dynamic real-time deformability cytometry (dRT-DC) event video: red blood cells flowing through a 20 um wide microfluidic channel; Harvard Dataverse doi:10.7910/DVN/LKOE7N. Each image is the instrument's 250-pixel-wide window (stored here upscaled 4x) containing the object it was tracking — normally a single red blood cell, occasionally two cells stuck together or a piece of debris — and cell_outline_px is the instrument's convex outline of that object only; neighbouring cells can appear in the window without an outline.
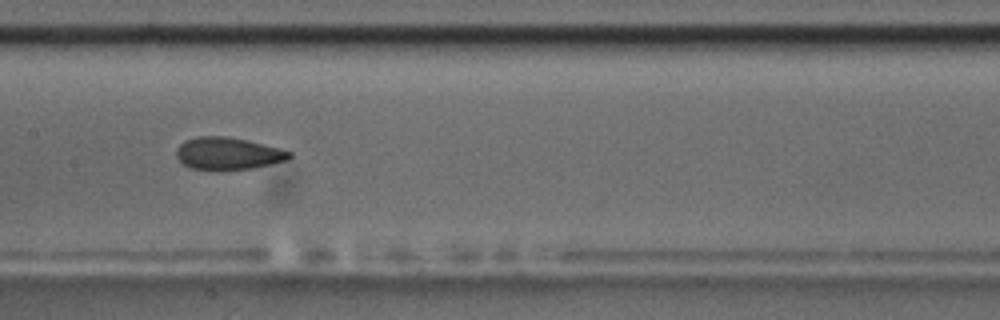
{"species": "common noctule bat (a hibernating species)", "species_latin": "Nyctalus noctula", "temperature_condition": "room temperature", "stored_images_in_passage": 12, "camera_frame_rate_fps": 3000, "um_per_image_px": 0.085, "animal": {"sex": "male", "body_mass_g": 17.5, "forearm_length_mm": 52.3}, "frame": {"image": 1, "passage_image": 9, "time_ms": 9.0, "image_size_px": [1000, 320], "cell_outline_px": [[292, 156], [288, 160], [252, 168], [212, 172], [192, 168], [184, 164], [176, 156], [176, 148], [184, 140], [196, 136], [228, 136], [248, 140], [280, 148], [292, 152]], "centroid_in_image_um": [19.36, 13.06], "position_along_channel_um": 188.0, "area_um2": 21.79}}